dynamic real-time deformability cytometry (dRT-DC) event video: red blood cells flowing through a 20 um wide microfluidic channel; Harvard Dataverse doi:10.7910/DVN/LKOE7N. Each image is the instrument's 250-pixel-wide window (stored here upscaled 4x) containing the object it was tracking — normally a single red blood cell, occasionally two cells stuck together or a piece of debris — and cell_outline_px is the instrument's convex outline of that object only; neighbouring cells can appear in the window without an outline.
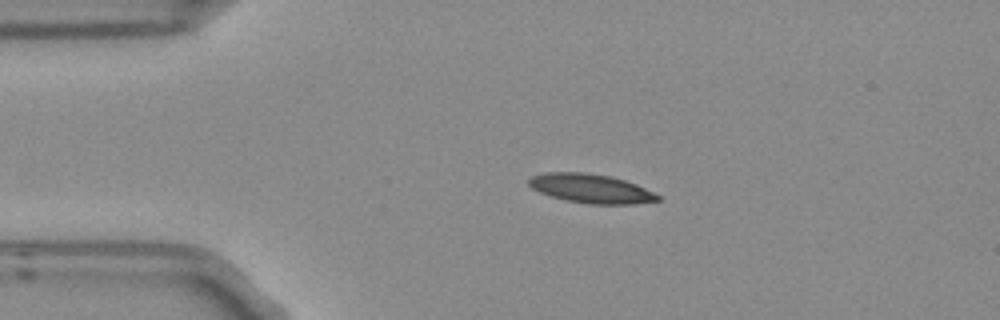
{"species": "Egyptian fruit bat (a non-hibernating species)", "species_latin": "Rousettus aegyptiacus", "temperature_condition": "room temperature", "stored_images_in_passage": 3, "camera_frame_rate_fps": 3000, "um_per_image_px": 0.085, "frame": {"image": 1, "passage_image": 2, "time_ms": 0.333, "image_size_px": [1000, 320], "cell_outline_px": [[660, 200], [632, 204], [592, 204], [568, 200], [552, 196], [540, 192], [532, 188], [528, 184], [528, 180], [532, 176], [544, 172], [584, 172], [612, 176], [636, 184], [660, 196]], "centroid_in_image_um": [50.22, 16.01], "position_along_channel_um": 34.8, "area_um2": 21.62}}